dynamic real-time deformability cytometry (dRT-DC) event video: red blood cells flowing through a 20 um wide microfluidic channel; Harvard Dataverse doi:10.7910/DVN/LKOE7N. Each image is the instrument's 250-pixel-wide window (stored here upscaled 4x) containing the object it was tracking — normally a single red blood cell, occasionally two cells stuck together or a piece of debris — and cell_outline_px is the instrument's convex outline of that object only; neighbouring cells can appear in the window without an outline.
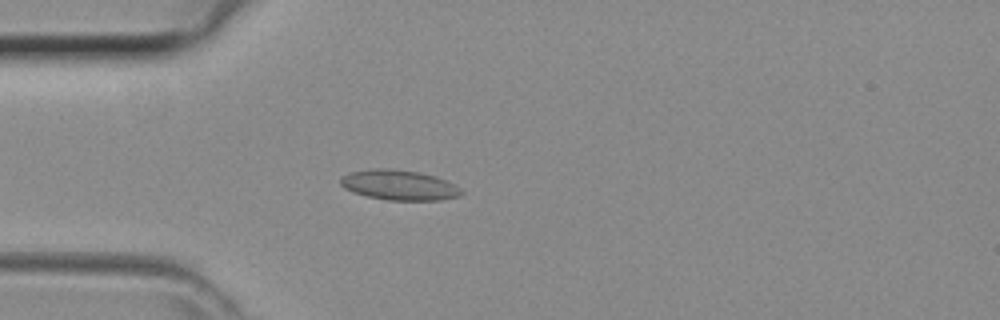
{"species": "common noctule bat (a hibernating species)", "species_latin": "Nyctalus noctula", "temperature_condition": "room temperature", "stored_images_in_passage": 37, "camera_frame_rate_fps": 3000, "um_per_image_px": 0.085, "animal": {"sex": "female", "body_mass_g": 29.2, "forearm_length_mm": 56.3}, "frame": {"image": 1, "passage_image": 11, "time_ms": 3.333, "image_size_px": [1000, 320], "cell_outline_px": [[464, 192], [460, 196], [440, 200], [388, 200], [368, 196], [352, 192], [344, 188], [340, 184], [340, 180], [344, 176], [352, 172], [372, 168], [388, 168], [420, 172], [436, 176], [460, 188]], "centroid_in_image_um": [33.93, 15.73], "position_along_channel_um": 51.1, "area_um2": 21.1}}
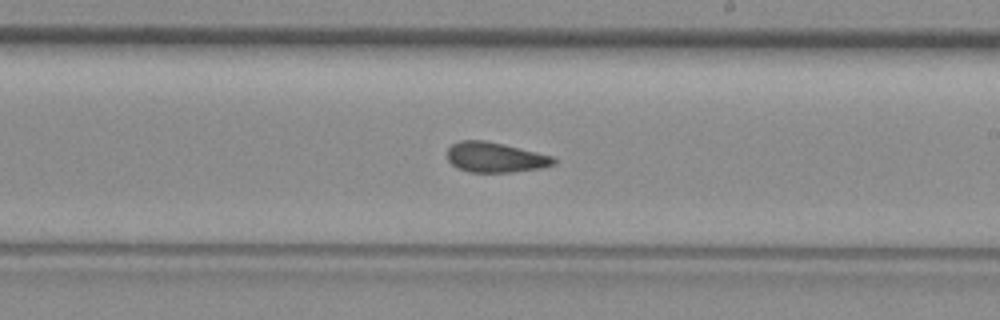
{"frame": {"image": 2, "passage_image": 24, "time_ms": 7.667, "image_size_px": [1000, 320], "cell_outline_px": [[556, 164], [540, 168], [512, 172], [468, 172], [456, 168], [448, 160], [448, 148], [452, 144], [460, 140], [484, 140], [504, 144], [552, 156], [556, 160]], "centroid_in_image_um": [42.07, 13.37], "position_along_channel_um": 246.9, "area_um2": 18.67}}
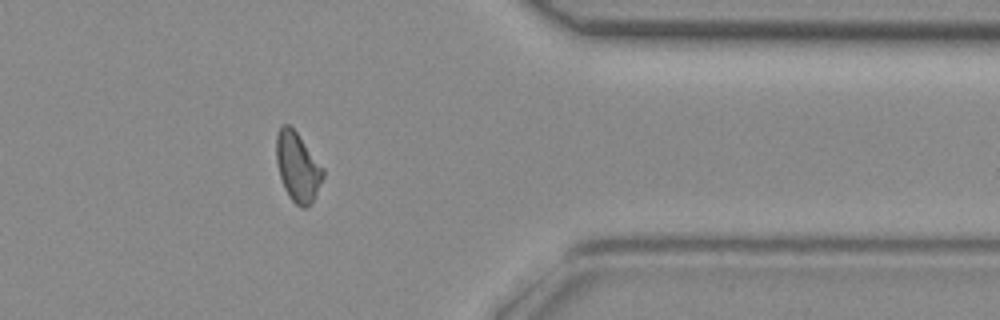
{"frame": {"image": 3, "passage_image": 34, "time_ms": 11.0, "image_size_px": [1000, 320], "cell_outline_px": [[324, 176], [312, 204], [304, 208], [300, 208], [288, 196], [284, 188], [280, 176], [276, 160], [276, 136], [280, 128], [284, 124], [288, 124], [296, 132], [324, 168]], "centroid_in_image_um": [25.3, 14.23], "position_along_channel_um": 386.1, "area_um2": 18.79}}